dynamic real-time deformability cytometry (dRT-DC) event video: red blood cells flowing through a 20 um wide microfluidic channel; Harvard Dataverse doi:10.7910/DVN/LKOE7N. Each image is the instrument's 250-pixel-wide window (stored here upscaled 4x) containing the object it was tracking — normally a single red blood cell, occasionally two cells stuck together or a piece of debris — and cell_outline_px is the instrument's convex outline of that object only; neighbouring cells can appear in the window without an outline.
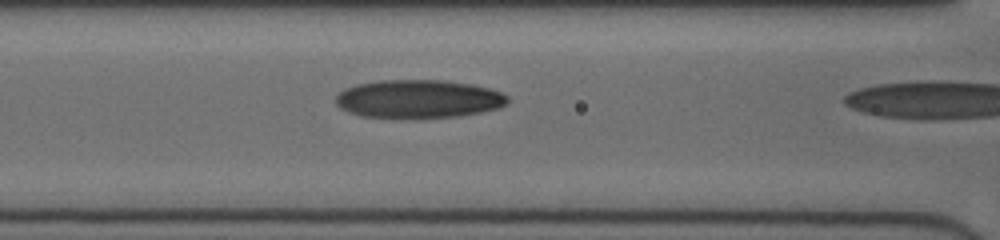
{"species": "human", "species_latin": "Homo sapiens", "temperature_condition": "cold", "stored_images_in_passage": 18, "camera_frame_rate_fps": 3000, "um_per_image_px": 0.085, "donor": {"sex": "female"}, "frame": {"image": 1, "passage_image": 17, "time_ms": 5.333, "image_size_px": [1000, 240], "cell_outline_px": [[508, 100], [500, 108], [460, 116], [420, 120], [400, 120], [360, 116], [348, 112], [340, 108], [336, 104], [336, 96], [344, 88], [356, 84], [380, 80], [444, 80], [472, 84], [488, 88], [500, 92], [508, 96]], "centroid_in_image_um": [35.52, 8.45], "position_along_channel_um": 131.1, "area_um2": 39.48}}